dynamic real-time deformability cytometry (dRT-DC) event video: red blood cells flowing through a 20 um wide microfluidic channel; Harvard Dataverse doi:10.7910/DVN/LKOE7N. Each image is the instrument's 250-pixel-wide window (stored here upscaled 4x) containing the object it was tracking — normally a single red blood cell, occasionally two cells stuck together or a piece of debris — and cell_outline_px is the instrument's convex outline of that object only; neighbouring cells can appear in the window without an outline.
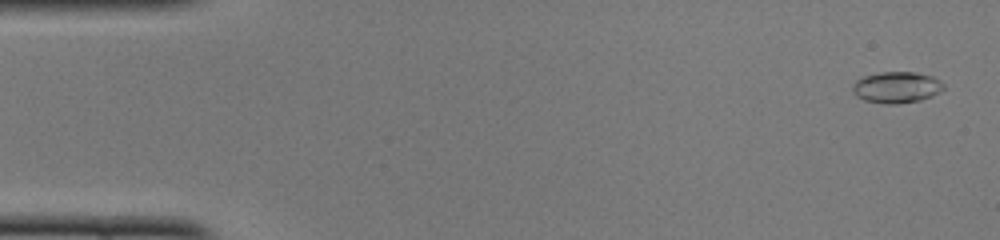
{"species": "common noctule bat (a hibernating species)", "species_latin": "Nyctalus noctula", "temperature_condition": "cold", "stored_images_in_passage": 50, "camera_frame_rate_fps": 3000, "um_per_image_px": 0.085, "animal": {"sex": "female", "body_mass_g": 22.0, "forearm_length_mm": 56.7}, "frame": {"image": 1, "passage_image": 2, "time_ms": 0.333, "image_size_px": [1000, 240], "cell_outline_px": [[944, 88], [940, 92], [932, 96], [920, 100], [896, 104], [884, 104], [864, 100], [856, 96], [852, 92], [852, 84], [856, 80], [864, 76], [880, 72], [916, 72], [932, 76], [940, 80], [944, 84]], "centroid_in_image_um": [76.2, 7.42], "position_along_channel_um": 8.8, "area_um2": 16.76}}
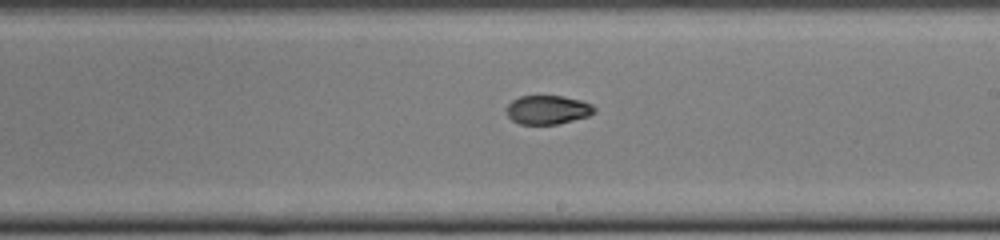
{"frame": {"image": 2, "passage_image": 29, "time_ms": 9.333, "image_size_px": [1000, 240], "cell_outline_px": [[596, 112], [588, 116], [556, 124], [520, 124], [512, 120], [508, 116], [508, 104], [512, 100], [520, 96], [564, 96], [580, 100], [592, 104], [596, 108]], "centroid_in_image_um": [46.58, 9.32], "position_along_channel_um": 242.4, "area_um2": 14.68}}
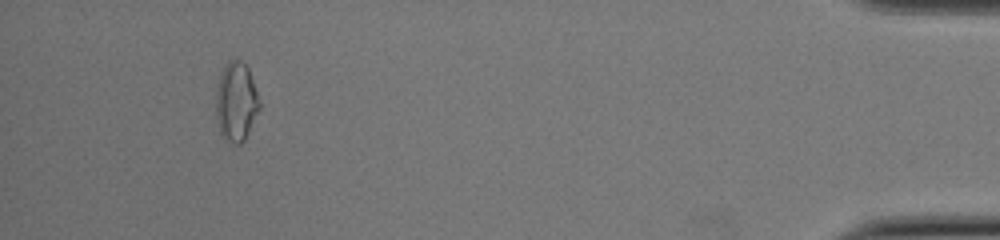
{"frame": {"image": 3, "passage_image": 47, "time_ms": 15.333, "image_size_px": [1000, 240], "cell_outline_px": [[260, 108], [244, 140], [240, 144], [236, 144], [224, 140], [220, 132], [216, 116], [216, 92], [220, 76], [228, 60], [232, 56], [240, 60], [248, 68], [260, 100]], "centroid_in_image_um": [20.07, 8.64], "position_along_channel_um": 415.1, "area_um2": 20.06}, "authors_computed_cell_mechanics": {"area_um2": 15.8083, "velocity_mm_per_s": 3.9984, "shape_relaxation_time_tau1_ms": null, "shape_relaxation_time_tau2_ms": 2.8829, "deformation_change_tau1": null, "deformation_change_tau2": 0.0669}}